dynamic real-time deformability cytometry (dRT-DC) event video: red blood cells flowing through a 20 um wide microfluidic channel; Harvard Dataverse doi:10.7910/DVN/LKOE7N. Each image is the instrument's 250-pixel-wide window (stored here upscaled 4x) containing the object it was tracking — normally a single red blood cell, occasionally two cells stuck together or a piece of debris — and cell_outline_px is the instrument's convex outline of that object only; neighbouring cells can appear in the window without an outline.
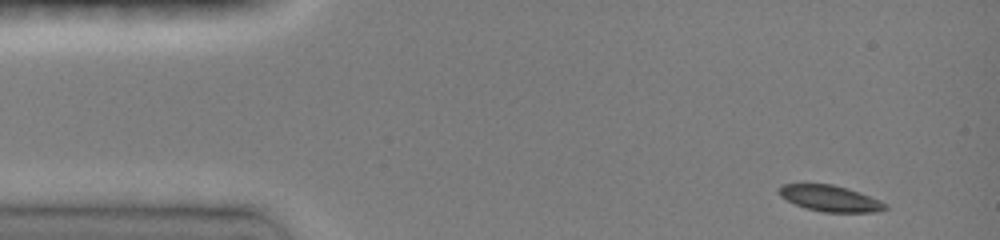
{"species": "common noctule bat (a hibernating species)", "species_latin": "Nyctalus noctula", "temperature_condition": "room temperature", "stored_images_in_passage": 14, "camera_frame_rate_fps": 3000, "um_per_image_px": 0.085, "animal": {"sex": "female", "body_mass_g": 19.0, "forearm_length_mm": 51.5}, "frame": {"image": 1, "passage_image": 1, "time_ms": 0.0, "image_size_px": [1000, 240], "cell_outline_px": [[888, 208], [876, 212], [824, 212], [804, 208], [780, 196], [776, 192], [776, 188], [780, 184], [832, 184], [848, 188], [880, 200], [888, 204]], "centroid_in_image_um": [70.53, 16.86], "position_along_channel_um": 14.5, "area_um2": 16.3}}
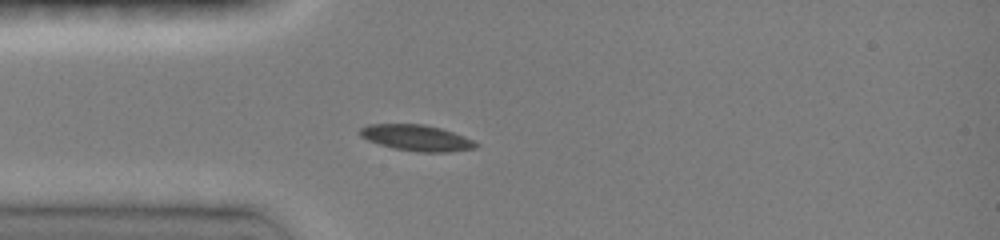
{"frame": {"image": 2, "passage_image": 10, "time_ms": 3.0, "image_size_px": [1000, 240], "cell_outline_px": [[480, 144], [476, 148], [448, 152], [416, 152], [392, 148], [368, 140], [360, 136], [360, 128], [368, 124], [424, 124], [440, 128], [464, 136]], "centroid_in_image_um": [35.41, 11.72], "position_along_channel_um": 49.6, "area_um2": 17.57}}